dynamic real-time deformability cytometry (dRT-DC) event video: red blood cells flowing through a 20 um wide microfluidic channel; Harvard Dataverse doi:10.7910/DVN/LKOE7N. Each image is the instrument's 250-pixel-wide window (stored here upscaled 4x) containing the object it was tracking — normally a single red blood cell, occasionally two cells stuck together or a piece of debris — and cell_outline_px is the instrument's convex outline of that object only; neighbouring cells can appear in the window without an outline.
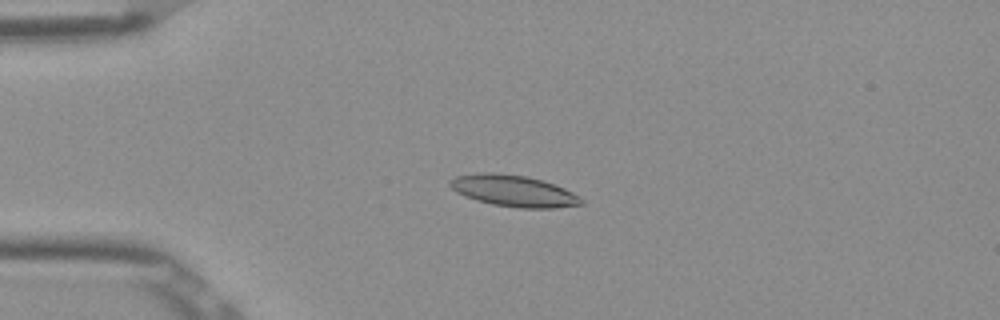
{"species": "Egyptian fruit bat (a non-hibernating species)", "species_latin": "Rousettus aegyptiacus", "temperature_condition": "room temperature", "stored_images_in_passage": 53, "camera_frame_rate_fps": 3000, "um_per_image_px": 0.085, "frame": {"image": 1, "passage_image": 13, "time_ms": 4.0, "image_size_px": [1000, 320], "cell_outline_px": [[584, 204], [556, 208], [520, 208], [492, 204], [476, 200], [456, 192], [448, 184], [448, 180], [456, 176], [476, 172], [492, 172], [528, 176], [544, 180], [564, 188], [580, 196], [584, 200]], "centroid_in_image_um": [43.66, 16.21], "position_along_channel_um": 41.3, "area_um2": 24.33}}
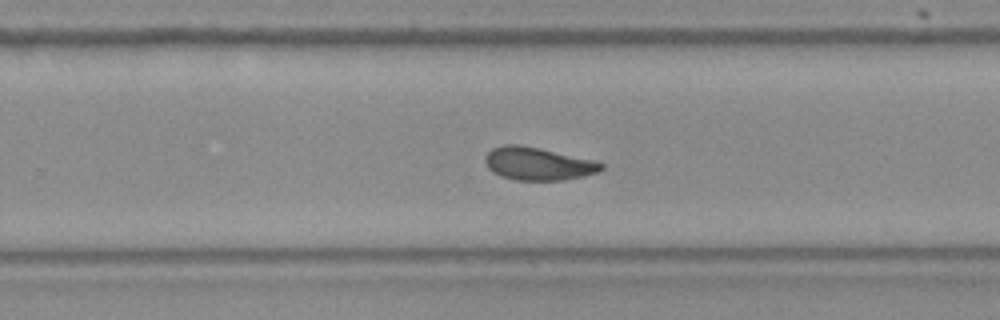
{"frame": {"image": 2, "passage_image": 34, "time_ms": 11.0, "image_size_px": [1000, 320], "cell_outline_px": [[604, 168], [600, 172], [584, 176], [560, 180], [516, 180], [500, 176], [488, 168], [484, 160], [484, 156], [492, 148], [504, 144], [516, 144], [540, 148], [592, 160], [604, 164]], "centroid_in_image_um": [45.71, 13.91], "position_along_channel_um": 284.1, "area_um2": 22.2}}
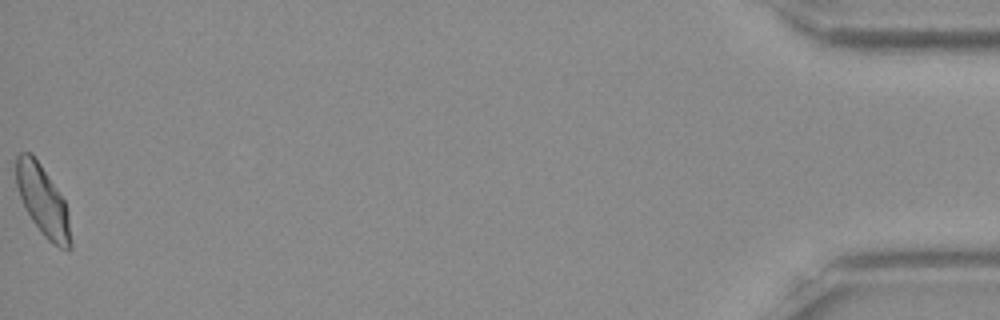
{"frame": {"image": 3, "passage_image": 53, "time_ms": 17.333, "image_size_px": [1000, 320], "cell_outline_px": [[72, 248], [60, 248], [48, 240], [44, 236], [32, 220], [24, 208], [16, 184], [16, 156], [20, 152], [32, 152], [64, 200], [68, 212], [72, 240]], "centroid_in_image_um": [3.64, 17.07], "position_along_channel_um": 431.6, "area_um2": 22.2}, "authors_computed_cell_mechanics": {"area_um2": 22.0796, "velocity_mm_per_s": 3.8664, "shape_relaxation_time_tau1_ms": 7.2293, "shape_relaxation_time_tau2_ms": 2.6214, "deformation_change_tau1": 0.1744, "deformation_change_tau2": 0.0938}}